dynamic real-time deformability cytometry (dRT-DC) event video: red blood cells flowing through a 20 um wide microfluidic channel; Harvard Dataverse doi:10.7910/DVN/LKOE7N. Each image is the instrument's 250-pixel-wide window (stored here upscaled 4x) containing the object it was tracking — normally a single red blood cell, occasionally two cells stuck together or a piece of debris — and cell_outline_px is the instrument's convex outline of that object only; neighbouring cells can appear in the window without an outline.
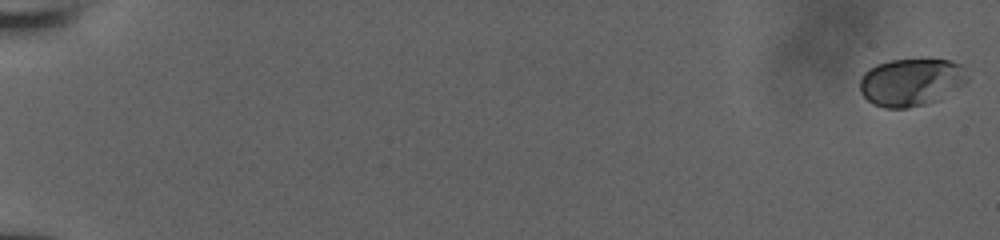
{"species": "human", "species_latin": "Homo sapiens", "temperature_condition": "room temperature", "stored_images_in_passage": 52, "camera_frame_rate_fps": 3000, "um_per_image_px": 0.085, "donor": {"sex": "male"}, "frame": {"image": 1, "passage_image": 1, "time_ms": 0.0, "image_size_px": [1000, 240], "cell_outline_px": [[968, 80], [964, 84], [936, 100], [924, 104], [908, 108], [884, 108], [872, 104], [860, 92], [860, 76], [868, 68], [876, 64], [892, 60], [952, 60], [960, 64], [968, 76]], "centroid_in_image_um": [77.4, 6.98], "position_along_channel_um": 7.6, "area_um2": 29.71}}
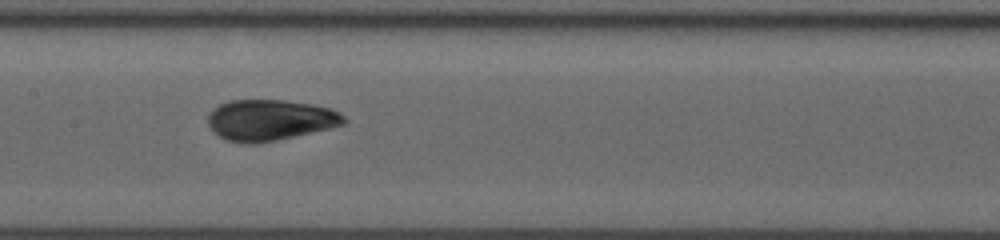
{"frame": {"image": 2, "passage_image": 30, "time_ms": 9.667, "image_size_px": [1000, 240], "cell_outline_px": [[348, 120], [344, 124], [328, 128], [276, 140], [256, 144], [244, 144], [228, 140], [212, 132], [208, 124], [208, 116], [212, 108], [228, 100], [284, 100], [312, 104], [332, 108], [340, 112]], "centroid_in_image_um": [22.93, 10.19], "position_along_channel_um": 184.5, "area_um2": 32.54}}
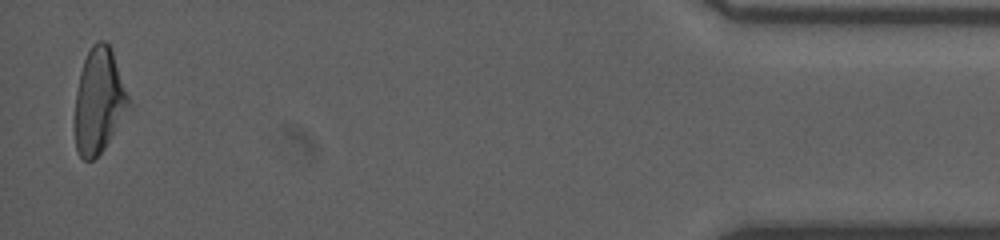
{"frame": {"image": 3, "passage_image": 52, "time_ms": 17.0, "image_size_px": [1000, 240], "cell_outline_px": [[132, 108], [104, 148], [92, 160], [84, 160], [80, 156], [76, 148], [76, 92], [80, 72], [84, 60], [92, 44], [96, 40], [104, 40], [108, 44], [112, 52], [132, 104]], "centroid_in_image_um": [8.45, 8.58], "position_along_channel_um": 426.8, "area_um2": 32.77}}